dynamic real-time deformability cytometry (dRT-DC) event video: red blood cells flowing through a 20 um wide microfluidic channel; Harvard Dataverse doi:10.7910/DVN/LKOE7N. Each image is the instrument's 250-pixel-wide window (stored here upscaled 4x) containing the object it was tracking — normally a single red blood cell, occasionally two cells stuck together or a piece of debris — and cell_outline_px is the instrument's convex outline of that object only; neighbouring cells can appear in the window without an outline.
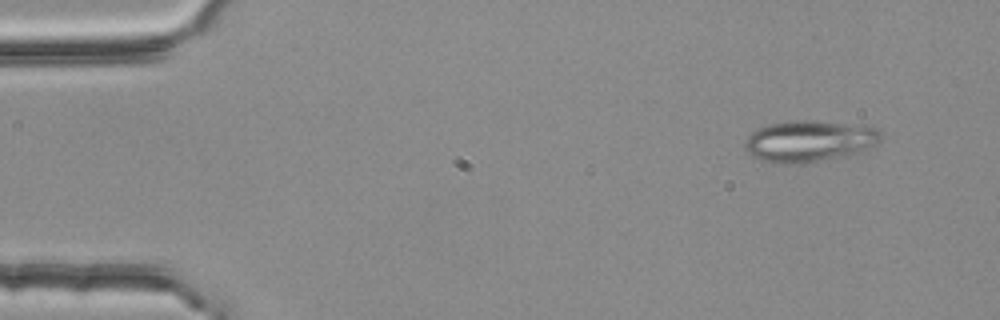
{"species": "common noctule bat (a hibernating species)", "species_latin": "Nyctalus noctula", "temperature_condition": "room temperature", "stored_images_in_passage": 4, "camera_frame_rate_fps": 3000, "um_per_image_px": 0.085, "animal": {"sex": "female", "body_mass_g": 25.1}, "frame": {"image": 1, "passage_image": 1, "time_ms": 0.0, "image_size_px": [1000, 320], "cell_outline_px": [[884, 136], [876, 144], [864, 152], [816, 160], [788, 164], [776, 164], [752, 156], [748, 152], [744, 144], [748, 136], [752, 132], [768, 124], [800, 120], [808, 120], [868, 124], [876, 128]], "centroid_in_image_um": [68.86, 11.96], "position_along_channel_um": 16.1, "area_um2": 32.83}}